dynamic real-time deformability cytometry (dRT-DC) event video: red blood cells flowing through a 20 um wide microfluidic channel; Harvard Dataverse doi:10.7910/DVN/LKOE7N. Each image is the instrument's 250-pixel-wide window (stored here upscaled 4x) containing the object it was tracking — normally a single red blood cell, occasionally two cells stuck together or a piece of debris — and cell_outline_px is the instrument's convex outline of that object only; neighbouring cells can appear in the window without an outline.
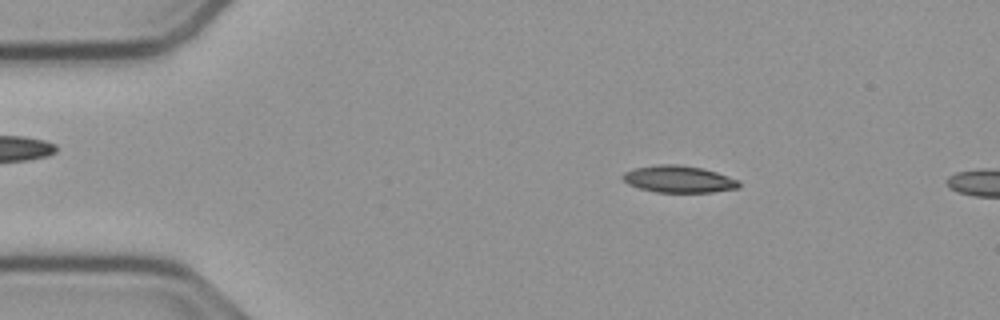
{"species": "common noctule bat (a hibernating species)", "species_latin": "Nyctalus noctula", "temperature_condition": "cold", "stored_images_in_passage": 9, "camera_frame_rate_fps": 3000, "um_per_image_px": 0.085, "animal": {"sex": "male", "body_mass_g": 23.1, "forearm_length_mm": 52.7}, "frame": {"image": 1, "passage_image": 6, "time_ms": 1.667, "image_size_px": [1000, 320], "cell_outline_px": [[740, 188], [712, 192], [656, 192], [640, 188], [628, 184], [620, 176], [624, 172], [632, 168], [656, 164], [680, 164], [700, 168], [716, 172], [740, 180]], "centroid_in_image_um": [57.68, 15.22], "position_along_channel_um": 27.3, "area_um2": 18.38}}